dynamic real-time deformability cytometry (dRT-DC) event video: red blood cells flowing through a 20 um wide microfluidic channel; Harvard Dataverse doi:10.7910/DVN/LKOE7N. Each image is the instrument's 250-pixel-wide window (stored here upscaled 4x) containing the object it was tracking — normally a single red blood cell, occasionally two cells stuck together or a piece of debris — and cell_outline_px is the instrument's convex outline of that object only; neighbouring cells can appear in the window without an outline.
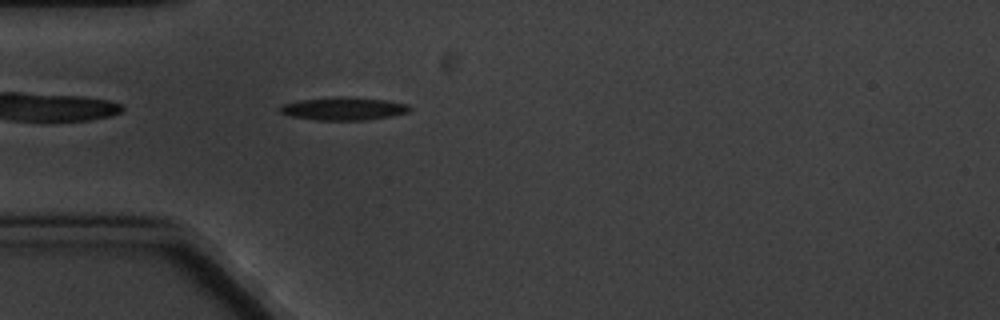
{"species": "common noctule bat (a hibernating species)", "species_latin": "Nyctalus noctula", "temperature_condition": "cold", "stored_images_in_passage": 5, "camera_frame_rate_fps": 3000, "um_per_image_px": 0.085, "animal": {"sex": "male", "body_mass_g": 20.1, "forearm_length_mm": 53.5}, "frame": {"image": 1, "passage_image": 5, "time_ms": 4.667, "image_size_px": [1000, 320], "cell_outline_px": [[412, 108], [408, 112], [392, 116], [364, 120], [316, 120], [288, 116], [280, 112], [276, 108], [280, 104], [300, 100], [336, 96], [352, 96], [388, 100], [408, 104]], "centroid_in_image_um": [29.17, 9.22], "position_along_channel_um": 55.8, "area_um2": 17.8}}